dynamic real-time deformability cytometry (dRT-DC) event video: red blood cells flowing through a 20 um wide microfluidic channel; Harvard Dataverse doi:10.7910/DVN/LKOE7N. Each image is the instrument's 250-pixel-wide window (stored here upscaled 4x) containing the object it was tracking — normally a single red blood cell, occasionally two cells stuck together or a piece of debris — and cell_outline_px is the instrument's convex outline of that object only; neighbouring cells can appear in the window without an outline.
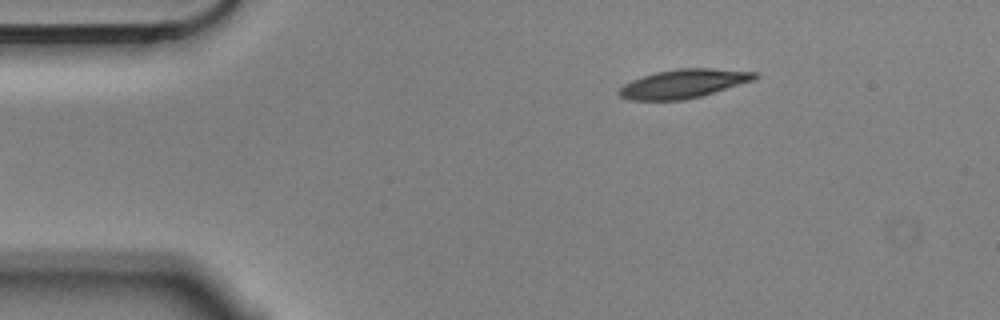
{"species": "Egyptian fruit bat (a non-hibernating species)", "species_latin": "Rousettus aegyptiacus", "temperature_condition": "cold", "stored_images_in_passage": 5, "camera_frame_rate_fps": 3000, "um_per_image_px": 0.085, "animal": {"sex": "male"}, "frame": {"image": 1, "passage_image": 5, "time_ms": 1.333, "image_size_px": [1000, 320], "cell_outline_px": [[760, 76], [756, 80], [700, 96], [684, 100], [628, 100], [620, 96], [616, 92], [624, 84], [632, 80], [656, 72], [676, 68], [712, 68], [760, 72]], "centroid_in_image_um": [58.14, 7.1], "position_along_channel_um": 26.9, "area_um2": 22.95}}